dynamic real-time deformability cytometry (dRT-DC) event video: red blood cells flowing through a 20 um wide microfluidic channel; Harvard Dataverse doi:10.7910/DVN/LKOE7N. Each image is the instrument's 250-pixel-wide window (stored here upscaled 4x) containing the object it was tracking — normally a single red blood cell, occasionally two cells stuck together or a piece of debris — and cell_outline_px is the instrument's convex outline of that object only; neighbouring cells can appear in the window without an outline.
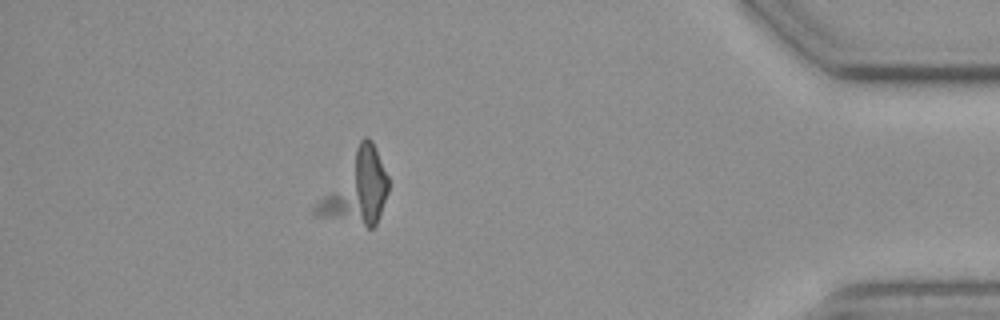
{"species": "common noctule bat (a hibernating species)", "species_latin": "Nyctalus noctula", "temperature_condition": "cold", "stored_images_in_passage": 17, "camera_frame_rate_fps": 3000, "um_per_image_px": 0.085, "animal": {"sex": "female", "body_mass_g": 19.3, "forearm_length_mm": 54.1}, "frame": {"image": 1, "passage_image": 15, "time_ms": 4.667, "image_size_px": [1000, 320], "cell_outline_px": [[388, 192], [376, 224], [372, 228], [368, 228], [312, 216], [312, 208], [360, 140], [364, 136], [368, 136], [372, 140], [388, 176]], "centroid_in_image_um": [30.26, 16.07], "position_along_channel_um": 404.9, "area_um2": 30.46}}